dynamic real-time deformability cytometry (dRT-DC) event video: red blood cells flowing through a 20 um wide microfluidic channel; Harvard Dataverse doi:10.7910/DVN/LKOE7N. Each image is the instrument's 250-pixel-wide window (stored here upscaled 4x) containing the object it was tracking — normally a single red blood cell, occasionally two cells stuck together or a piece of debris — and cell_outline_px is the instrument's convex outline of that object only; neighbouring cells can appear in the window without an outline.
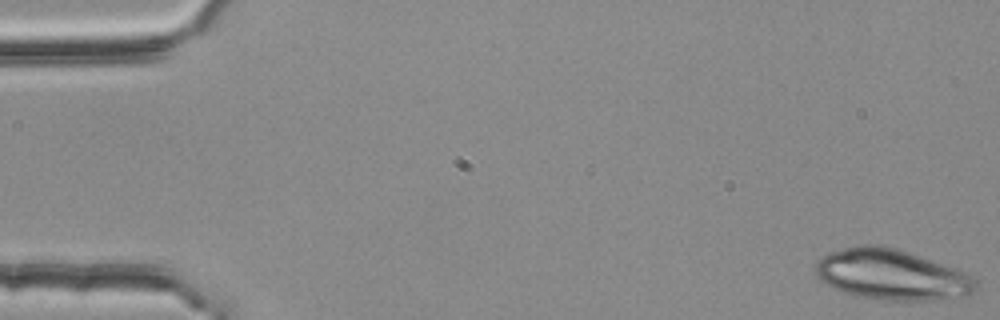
{"species": "common noctule bat (a hibernating species)", "species_latin": "Nyctalus noctula", "temperature_condition": "room temperature", "stored_images_in_passage": 51, "camera_frame_rate_fps": 3000, "um_per_image_px": 0.085, "animal": {"sex": "female", "body_mass_g": 25.1}, "frame": {"image": 1, "passage_image": 1, "time_ms": 0.0, "image_size_px": [1000, 320], "cell_outline_px": [[976, 292], [972, 296], [936, 300], [880, 300], [852, 296], [832, 288], [824, 284], [816, 276], [816, 260], [820, 256], [828, 252], [860, 244], [876, 244], [896, 248], [956, 268], [972, 276], [976, 280]], "centroid_in_image_um": [75.77, 23.36], "position_along_channel_um": 9.2, "area_um2": 48.03}}
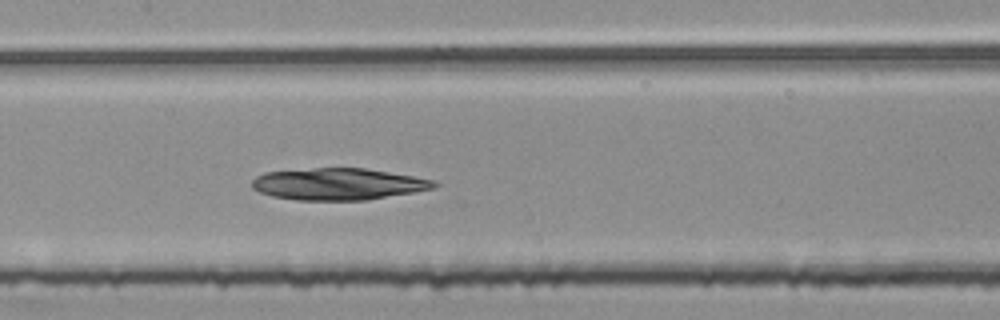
{"frame": {"image": 2, "passage_image": 26, "time_ms": 8.333, "image_size_px": [1000, 320], "cell_outline_px": [[440, 184], [436, 188], [368, 200], [296, 200], [272, 196], [260, 192], [252, 188], [252, 180], [256, 176], [264, 172], [316, 168], [364, 168], [412, 176], [432, 180]], "centroid_in_image_um": [28.74, 15.65], "position_along_channel_um": 178.7, "area_um2": 33.64}}
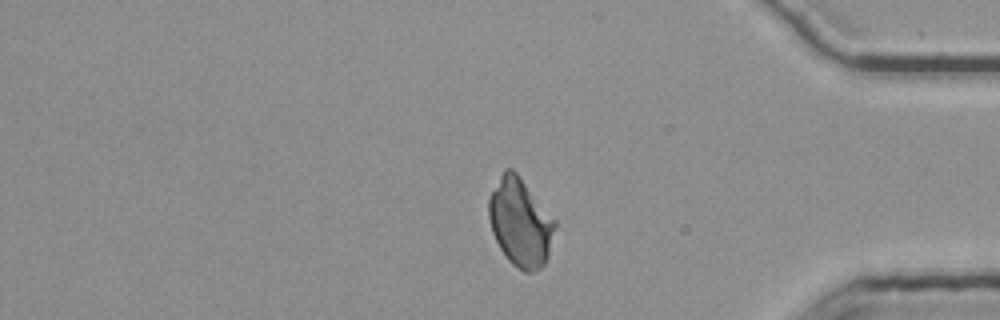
{"frame": {"image": 3, "passage_image": 45, "time_ms": 14.667, "image_size_px": [1000, 320], "cell_outline_px": [[556, 228], [548, 256], [544, 264], [540, 268], [532, 272], [524, 272], [512, 264], [508, 260], [500, 248], [492, 232], [488, 216], [488, 200], [504, 168], [512, 168], [516, 172], [556, 220]], "centroid_in_image_um": [44.23, 18.92], "position_along_channel_um": 391.0, "area_um2": 33.81}}